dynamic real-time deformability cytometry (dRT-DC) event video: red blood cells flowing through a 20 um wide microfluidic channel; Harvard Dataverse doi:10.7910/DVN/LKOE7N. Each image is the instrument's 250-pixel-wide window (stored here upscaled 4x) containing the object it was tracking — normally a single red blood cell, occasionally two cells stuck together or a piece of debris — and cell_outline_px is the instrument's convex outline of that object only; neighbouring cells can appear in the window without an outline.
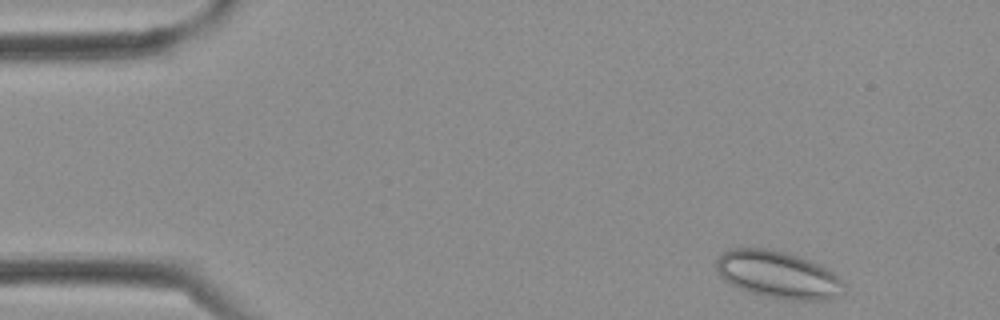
{"species": "Egyptian fruit bat (a non-hibernating species)", "species_latin": "Rousettus aegyptiacus", "temperature_condition": "cold", "stored_images_in_passage": 2, "camera_frame_rate_fps": 3000, "um_per_image_px": 0.085, "frame": {"image": 1, "passage_image": 1, "time_ms": 0.0, "image_size_px": [1000, 320], "cell_outline_px": [[844, 292], [828, 300], [800, 300], [764, 296], [740, 288], [724, 280], [720, 276], [716, 268], [716, 260], [724, 252], [732, 248], [768, 248], [800, 256], [820, 264], [832, 272], [844, 284]], "centroid_in_image_um": [66.14, 23.34], "position_along_channel_um": 18.9, "area_um2": 34.85}}